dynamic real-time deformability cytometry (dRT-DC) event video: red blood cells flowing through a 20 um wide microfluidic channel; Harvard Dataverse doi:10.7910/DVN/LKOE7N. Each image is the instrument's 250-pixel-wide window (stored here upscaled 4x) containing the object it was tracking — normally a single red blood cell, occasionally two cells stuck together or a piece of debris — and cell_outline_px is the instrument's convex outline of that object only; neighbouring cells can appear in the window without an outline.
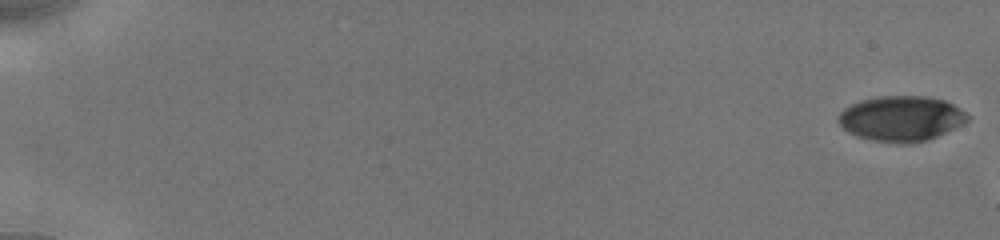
{"species": "human", "species_latin": "Homo sapiens", "temperature_condition": "cold", "stored_images_in_passage": 9, "camera_frame_rate_fps": 3000, "um_per_image_px": 0.085, "donor": {"sex": "male"}, "frame": {"image": 1, "passage_image": 1, "time_ms": 0.0, "image_size_px": [1000, 240], "cell_outline_px": [[968, 120], [964, 124], [928, 140], [912, 144], [900, 144], [868, 140], [856, 136], [848, 132], [836, 120], [840, 112], [844, 108], [860, 100], [880, 96], [928, 96], [944, 100], [960, 108], [968, 116]], "centroid_in_image_um": [76.59, 10.09], "position_along_channel_um": 8.4, "area_um2": 34.39}}